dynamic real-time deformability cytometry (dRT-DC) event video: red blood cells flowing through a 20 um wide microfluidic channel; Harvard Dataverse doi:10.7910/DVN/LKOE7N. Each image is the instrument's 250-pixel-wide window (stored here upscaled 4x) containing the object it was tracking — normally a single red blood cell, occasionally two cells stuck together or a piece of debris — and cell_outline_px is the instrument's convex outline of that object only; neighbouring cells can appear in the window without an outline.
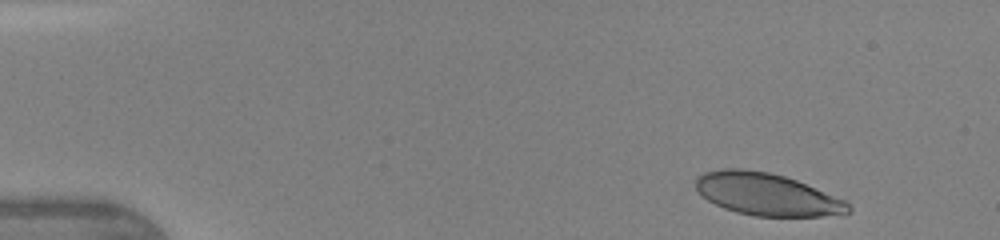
{"species": "human", "species_latin": "Homo sapiens", "temperature_condition": "warm", "stored_images_in_passage": 38, "camera_frame_rate_fps": 3000, "um_per_image_px": 0.085, "donor": {"sex": "female"}, "frame": {"image": 1, "passage_image": 2, "time_ms": 0.333, "image_size_px": [1000, 240], "cell_outline_px": [[852, 212], [820, 216], [752, 216], [736, 212], [724, 208], [708, 200], [696, 188], [696, 180], [704, 172], [720, 168], [740, 168], [768, 172], [784, 176], [796, 180], [844, 200], [852, 208]], "centroid_in_image_um": [65.16, 16.51], "position_along_channel_um": 19.8, "area_um2": 37.22}}
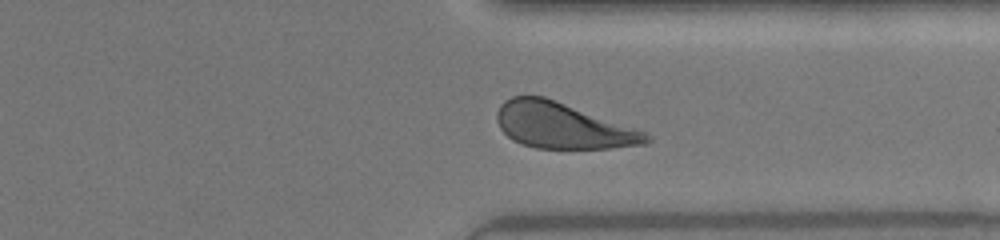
{"frame": {"image": 2, "passage_image": 33, "time_ms": 10.667, "image_size_px": [1000, 240], "cell_outline_px": [[652, 140], [644, 144], [608, 148], [536, 148], [520, 144], [512, 140], [500, 128], [496, 120], [496, 112], [500, 104], [504, 100], [512, 96], [544, 96], [636, 128], [652, 136]], "centroid_in_image_um": [47.79, 10.68], "position_along_channel_um": 363.6, "area_um2": 39.82}}
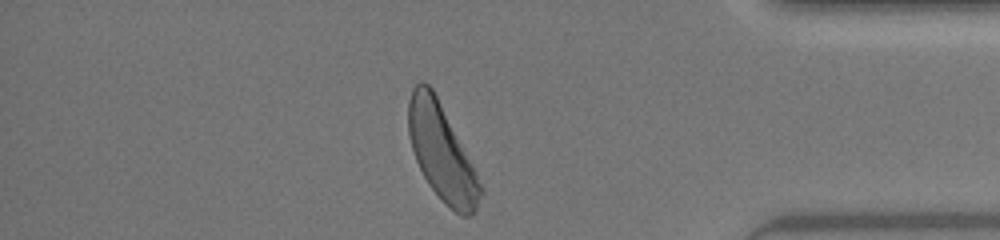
{"frame": {"image": 3, "passage_image": 37, "time_ms": 12.0, "image_size_px": [1000, 240], "cell_outline_px": [[484, 192], [476, 208], [468, 216], [460, 216], [448, 208], [440, 200], [428, 184], [416, 160], [412, 148], [408, 132], [408, 100], [412, 88], [420, 80], [428, 84], [432, 88], [472, 164], [484, 188]], "centroid_in_image_um": [37.54, 12.99], "position_along_channel_um": 397.7, "area_um2": 40.06}, "authors_computed_cell_mechanics": {"area_um2": 40.4022, "velocity_mm_per_s": 4.3653, "shape_relaxation_time_tau1_ms": 3.633, "shape_relaxation_time_tau2_ms": 0.8771, "deformation_change_tau1": 0.1677, "deformation_change_tau2": 0.0762}}